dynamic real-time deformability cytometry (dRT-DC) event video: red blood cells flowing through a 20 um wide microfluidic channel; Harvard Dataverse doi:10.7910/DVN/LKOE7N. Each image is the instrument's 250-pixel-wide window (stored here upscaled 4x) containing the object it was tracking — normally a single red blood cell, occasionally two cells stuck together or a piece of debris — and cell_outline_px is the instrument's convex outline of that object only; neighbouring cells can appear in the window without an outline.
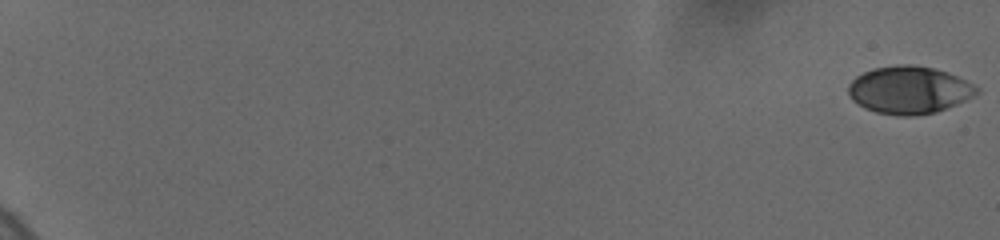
{"species": "human", "species_latin": "Homo sapiens", "temperature_condition": "cold", "stored_images_in_passage": 84, "camera_frame_rate_fps": 3000, "um_per_image_px": 0.085, "donor": {"sex": "female"}, "frame": {"image": 1, "passage_image": 1, "time_ms": 0.0, "image_size_px": [1000, 240], "cell_outline_px": [[980, 92], [976, 96], [936, 112], [912, 116], [900, 116], [876, 112], [864, 108], [852, 100], [848, 92], [848, 84], [856, 76], [872, 68], [896, 64], [908, 64], [932, 68], [948, 72], [980, 88]], "centroid_in_image_um": [77.27, 7.65], "position_along_channel_um": 7.7, "area_um2": 35.72}}
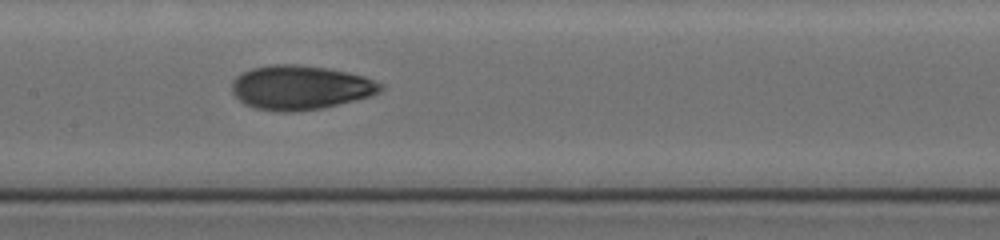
{"frame": {"image": 2, "passage_image": 34, "time_ms": 11.0, "image_size_px": [1000, 240], "cell_outline_px": [[384, 88], [380, 92], [372, 96], [324, 108], [292, 112], [280, 112], [256, 108], [244, 104], [232, 92], [232, 80], [240, 72], [252, 68], [268, 64], [296, 64], [328, 68], [348, 72], [364, 76], [384, 84]], "centroid_in_image_um": [25.54, 7.43], "position_along_channel_um": 181.9, "area_um2": 38.78}}
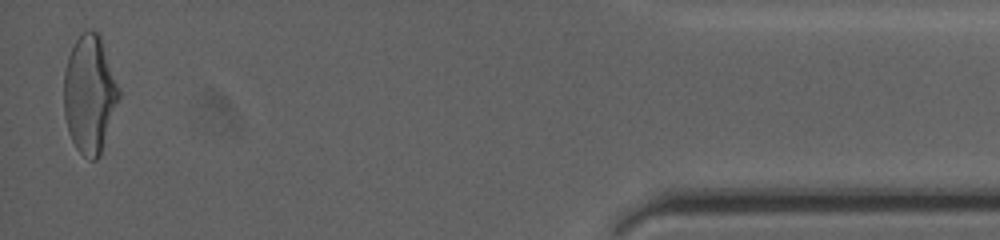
{"frame": {"image": 3, "passage_image": 84, "time_ms": 19.333, "image_size_px": [1000, 240], "cell_outline_px": [[120, 96], [100, 156], [96, 160], [88, 160], [76, 148], [68, 132], [64, 116], [64, 72], [68, 56], [76, 40], [88, 28], [96, 32], [100, 36], [120, 88]], "centroid_in_image_um": [7.62, 8.04], "position_along_channel_um": 427.6, "area_um2": 37.8}, "authors_computed_cell_mechanics": {"area_um2": 36.5296, "velocity_mm_per_s": 3.6991, "shape_relaxation_time_tau1_ms": 4.8584, "shape_relaxation_time_tau2_ms": 1.7925, "deformation_change_tau1": 0.1656, "deformation_change_tau2": 0.0669}}